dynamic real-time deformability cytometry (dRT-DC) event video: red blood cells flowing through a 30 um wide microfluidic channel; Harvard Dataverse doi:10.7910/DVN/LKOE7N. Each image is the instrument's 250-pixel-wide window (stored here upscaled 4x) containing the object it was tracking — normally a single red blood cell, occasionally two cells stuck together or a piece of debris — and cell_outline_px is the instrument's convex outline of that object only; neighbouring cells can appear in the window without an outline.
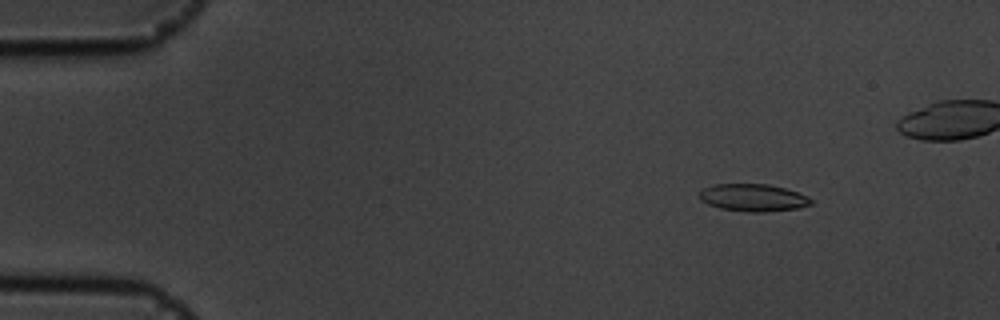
{"species": "common noctule bat (a hibernating species)", "species_latin": "Nyctalus noctula", "temperature_condition": "cold", "stored_images_in_passage": 49, "camera_frame_rate_fps": 3000, "um_per_image_px": 0.085, "animal": {"sex": "male", "body_mass_g": 19.5, "forearm_length_mm": 54.6}, "frame": {"image": 1, "passage_image": 5, "time_ms": 1.333, "image_size_px": [1000, 320], "cell_outline_px": [[812, 204], [796, 208], [764, 212], [748, 212], [720, 208], [708, 204], [700, 200], [696, 196], [704, 188], [716, 184], [768, 184], [784, 188], [808, 196], [812, 200]], "centroid_in_image_um": [63.98, 16.8], "position_along_channel_um": 21.0, "area_um2": 17.74}}
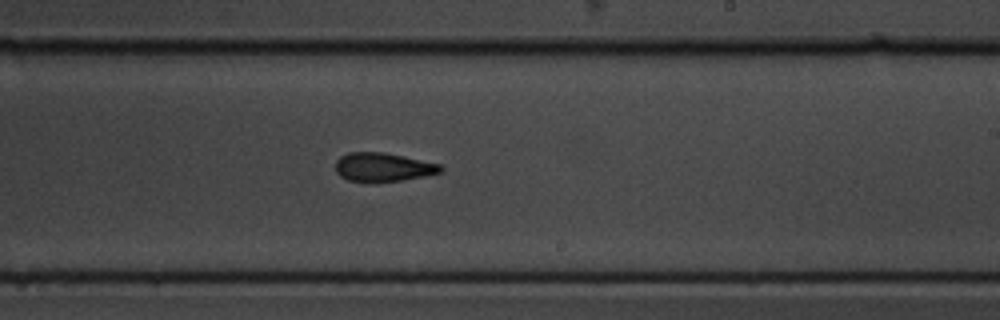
{"frame": {"image": 2, "passage_image": 32, "time_ms": 10.333, "image_size_px": [1000, 320], "cell_outline_px": [[444, 172], [404, 180], [368, 184], [348, 180], [340, 176], [336, 172], [336, 160], [340, 156], [348, 152], [384, 152], [440, 164], [444, 168]], "centroid_in_image_um": [32.55, 14.23], "position_along_channel_um": 256.5, "area_um2": 18.09}}
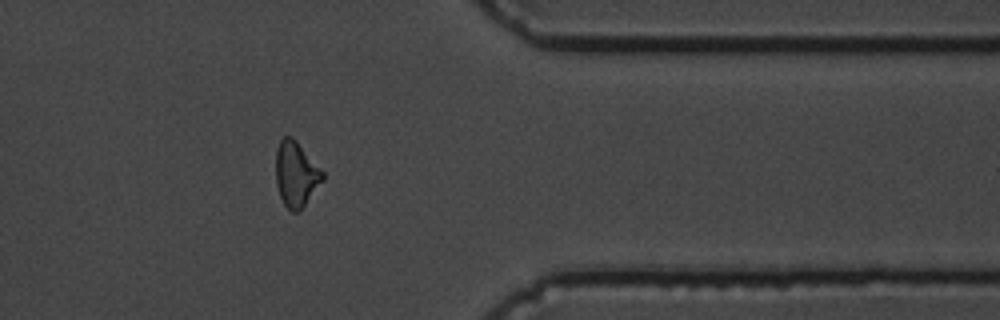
{"frame": {"image": 3, "passage_image": 44, "time_ms": 14.333, "image_size_px": [1000, 320], "cell_outline_px": [[324, 180], [300, 212], [292, 212], [284, 204], [280, 196], [276, 184], [276, 148], [280, 140], [284, 136], [292, 136], [296, 140], [324, 172]], "centroid_in_image_um": [25.17, 14.81], "position_along_channel_um": 386.2, "area_um2": 17.98}}